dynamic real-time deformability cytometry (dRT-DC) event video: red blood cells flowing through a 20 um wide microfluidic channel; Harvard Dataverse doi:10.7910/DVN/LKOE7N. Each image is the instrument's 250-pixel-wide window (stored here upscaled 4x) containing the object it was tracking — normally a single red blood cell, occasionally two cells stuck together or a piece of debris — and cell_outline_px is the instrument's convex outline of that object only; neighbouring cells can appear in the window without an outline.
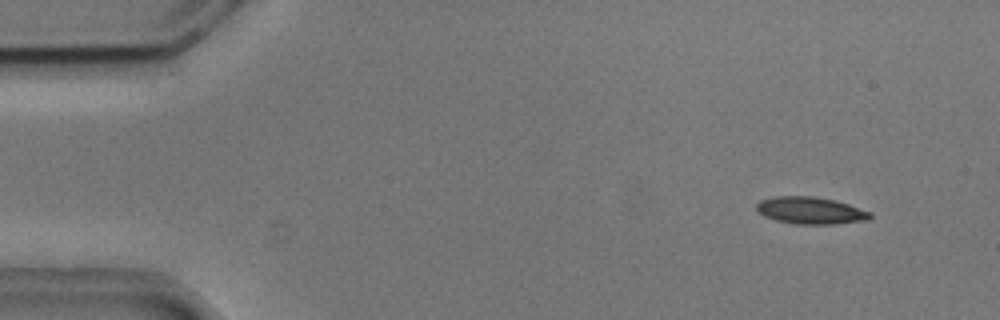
{"species": "common noctule bat (a hibernating species)", "species_latin": "Nyctalus noctula", "temperature_condition": "cold", "stored_images_in_passage": 54, "camera_frame_rate_fps": 3000, "um_per_image_px": 0.085, "animal": {"sex": "male", "body_mass_g": 20.5, "forearm_length_mm": 52.5}, "frame": {"image": 1, "passage_image": 5, "time_ms": 1.333, "image_size_px": [1000, 320], "cell_outline_px": [[872, 216], [868, 220], [836, 224], [796, 224], [776, 220], [764, 216], [756, 208], [756, 204], [760, 200], [772, 196], [812, 196], [836, 200], [872, 212]], "centroid_in_image_um": [68.91, 17.89], "position_along_channel_um": 16.1, "area_um2": 18.03}}
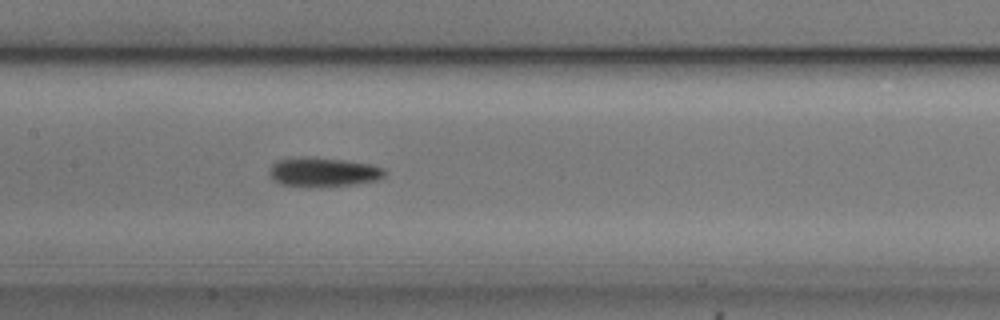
{"frame": {"image": 2, "passage_image": 26, "time_ms": 8.333, "image_size_px": [1000, 320], "cell_outline_px": [[388, 172], [380, 180], [352, 184], [320, 188], [308, 188], [280, 184], [272, 180], [268, 172], [268, 168], [276, 160], [300, 156], [308, 156], [344, 160], [372, 164], [384, 168]], "centroid_in_image_um": [27.44, 14.64], "position_along_channel_um": 180.0, "area_um2": 20.46}}
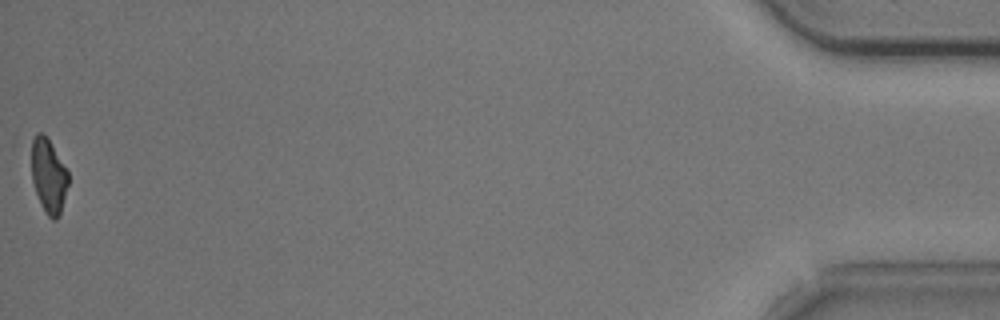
{"frame": {"image": 3, "passage_image": 54, "time_ms": 17.667, "image_size_px": [1000, 320], "cell_outline_px": [[68, 184], [60, 216], [56, 220], [52, 220], [44, 212], [40, 204], [32, 180], [32, 140], [36, 132], [40, 132], [48, 140], [68, 172]], "centroid_in_image_um": [4.12, 15.01], "position_along_channel_um": 431.1, "area_um2": 15.66}, "authors_computed_cell_mechanics": {"area_um2": 18.1781, "velocity_mm_per_s": 3.7439, "shape_relaxation_time_tau1_ms": 3.9954, "shape_relaxation_time_tau2_ms": null, "deformation_change_tau1": 0.1294, "deformation_change_tau2": null}}